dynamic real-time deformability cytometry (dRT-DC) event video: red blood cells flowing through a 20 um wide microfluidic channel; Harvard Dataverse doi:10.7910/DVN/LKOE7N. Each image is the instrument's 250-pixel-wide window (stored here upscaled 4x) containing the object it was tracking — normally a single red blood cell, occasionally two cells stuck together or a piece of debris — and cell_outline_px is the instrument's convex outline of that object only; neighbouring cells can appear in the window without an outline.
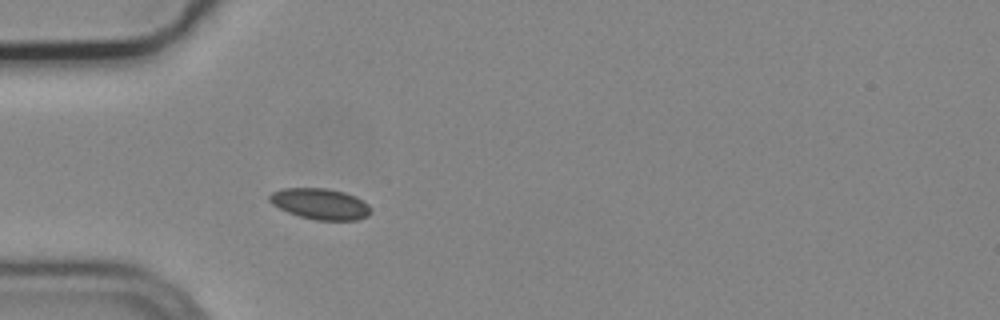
{"species": "common noctule bat (a hibernating species)", "species_latin": "Nyctalus noctula", "temperature_condition": "cold", "stored_images_in_passage": 4, "camera_frame_rate_fps": 3000, "um_per_image_px": 0.085, "animal": {"sex": "male", "body_mass_g": 19.2, "forearm_length_mm": 51.8}, "frame": {"image": 1, "passage_image": 4, "time_ms": 1.0, "image_size_px": [1000, 320], "cell_outline_px": [[372, 212], [368, 216], [356, 220], [316, 220], [300, 216], [288, 212], [272, 204], [268, 200], [268, 196], [272, 192], [280, 188], [328, 188], [344, 192], [356, 196], [368, 204], [372, 208]], "centroid_in_image_um": [27.23, 17.32], "position_along_channel_um": 57.8, "area_um2": 18.44}}